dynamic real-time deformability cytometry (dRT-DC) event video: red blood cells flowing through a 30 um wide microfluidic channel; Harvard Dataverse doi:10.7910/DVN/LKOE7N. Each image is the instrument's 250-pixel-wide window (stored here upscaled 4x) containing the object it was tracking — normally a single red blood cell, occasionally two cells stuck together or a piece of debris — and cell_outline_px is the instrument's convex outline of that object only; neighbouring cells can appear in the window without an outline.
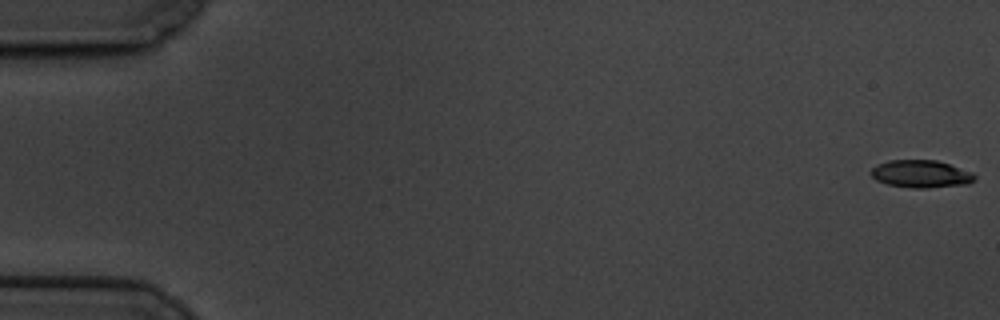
{"species": "common noctule bat (a hibernating species)", "species_latin": "Nyctalus noctula", "temperature_condition": "cold", "stored_images_in_passage": 60, "camera_frame_rate_fps": 3000, "um_per_image_px": 0.085, "animal": {"sex": "male", "body_mass_g": 19.5, "forearm_length_mm": 54.6}, "frame": {"image": 1, "passage_image": 1, "time_ms": 0.0, "image_size_px": [1000, 320], "cell_outline_px": [[976, 180], [968, 184], [924, 188], [912, 188], [888, 184], [876, 180], [868, 172], [876, 164], [888, 160], [936, 160], [972, 172], [976, 176]], "centroid_in_image_um": [78.26, 14.78], "position_along_channel_um": 6.7, "area_um2": 16.7}}
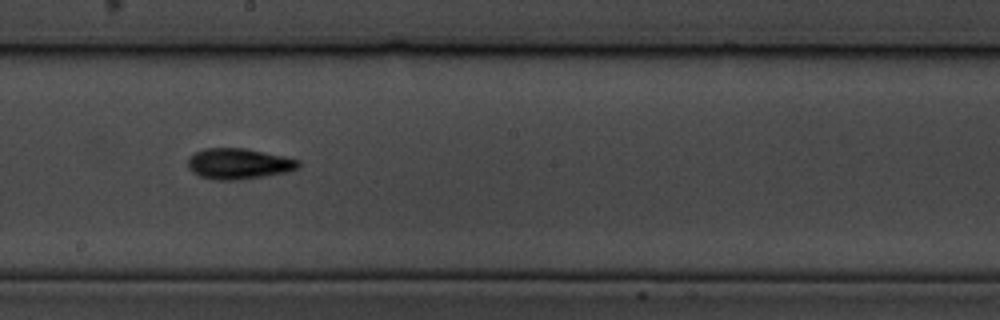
{"frame": {"image": 2, "passage_image": 34, "time_ms": 11.0, "image_size_px": [1000, 320], "cell_outline_px": [[300, 168], [288, 172], [264, 176], [236, 180], [212, 180], [200, 176], [192, 172], [188, 168], [188, 156], [204, 148], [244, 148], [284, 156], [300, 160]], "centroid_in_image_um": [20.29, 13.92], "position_along_channel_um": 227.9, "area_um2": 20.0}}
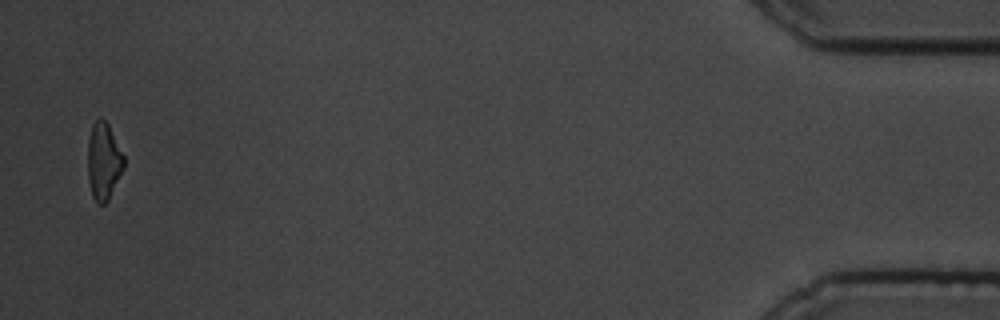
{"frame": {"image": 3, "passage_image": 59, "time_ms": 19.333, "image_size_px": [1000, 320], "cell_outline_px": [[124, 168], [108, 200], [104, 204], [96, 204], [92, 196], [88, 180], [88, 140], [92, 124], [100, 116], [108, 124], [124, 156]], "centroid_in_image_um": [8.79, 13.72], "position_along_channel_um": 426.4, "area_um2": 16.24}, "authors_computed_cell_mechanics": {"area_um2": 17.629, "velocity_mm_per_s": 3.399, "shape_relaxation_time_tau1_ms": 3.4937, "shape_relaxation_time_tau2_ms": 6.964, "deformation_change_tau1": 0.1339, "deformation_change_tau2": 0.133}}